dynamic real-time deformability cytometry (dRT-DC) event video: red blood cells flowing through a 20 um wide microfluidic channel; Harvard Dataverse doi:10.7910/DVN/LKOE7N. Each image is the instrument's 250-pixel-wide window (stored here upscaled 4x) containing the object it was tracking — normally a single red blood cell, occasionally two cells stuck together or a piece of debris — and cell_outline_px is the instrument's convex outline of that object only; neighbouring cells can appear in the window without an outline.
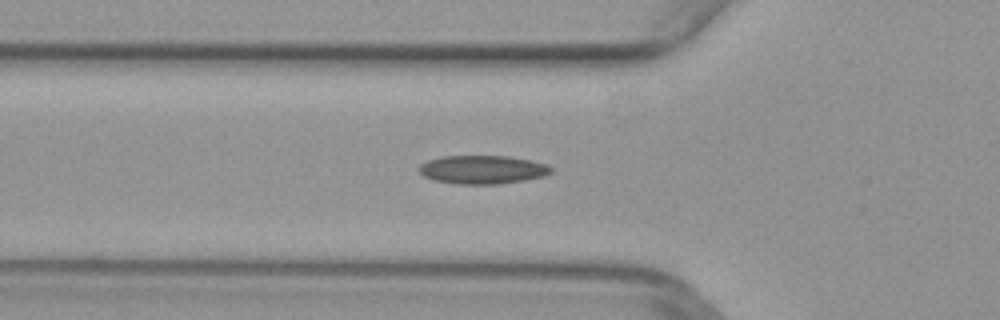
{"species": "common noctule bat (a hibernating species)", "species_latin": "Nyctalus noctula", "temperature_condition": "warm", "stored_images_in_passage": 35, "camera_frame_rate_fps": 3000, "um_per_image_px": 0.085, "animal": {"sex": "female", "body_mass_g": 29.2, "forearm_length_mm": 56.3}, "frame": {"image": 1, "passage_image": 2, "time_ms": 0.333, "image_size_px": [1000, 320], "cell_outline_px": [[552, 172], [544, 176], [524, 180], [500, 184], [456, 184], [436, 180], [424, 176], [420, 172], [420, 164], [428, 160], [444, 156], [508, 156], [532, 160], [548, 164], [552, 168]], "centroid_in_image_um": [41.06, 14.41], "position_along_channel_um": 84.7, "area_um2": 21.91}}
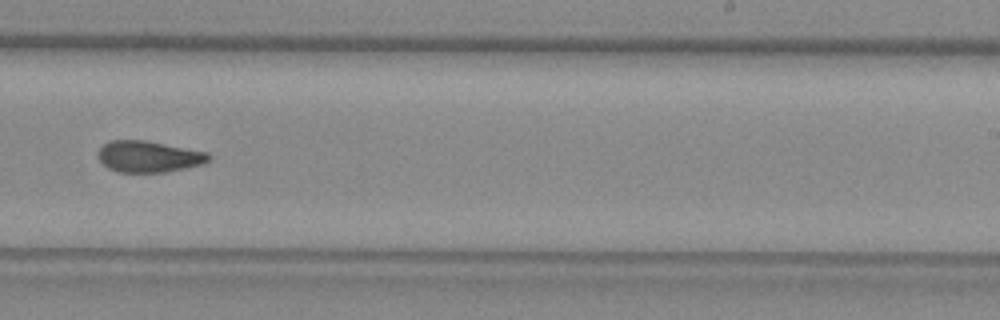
{"frame": {"image": 2, "passage_image": 16, "time_ms": 5.0, "image_size_px": [1000, 320], "cell_outline_px": [[212, 156], [208, 160], [200, 164], [184, 168], [164, 172], [116, 172], [108, 168], [96, 156], [100, 148], [108, 140], [144, 140], [208, 152]], "centroid_in_image_um": [12.6, 13.3], "position_along_channel_um": 276.4, "area_um2": 20.11}}
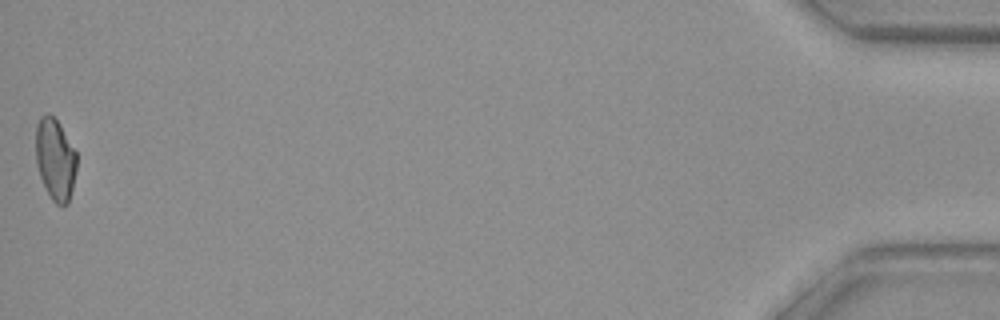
{"frame": {"image": 3, "passage_image": 35, "time_ms": 11.333, "image_size_px": [1000, 320], "cell_outline_px": [[76, 168], [72, 188], [68, 204], [64, 208], [56, 204], [52, 200], [40, 176], [36, 164], [36, 124], [40, 116], [48, 112], [56, 120], [76, 152]], "centroid_in_image_um": [4.68, 13.56], "position_along_channel_um": 430.5, "area_um2": 19.31}}